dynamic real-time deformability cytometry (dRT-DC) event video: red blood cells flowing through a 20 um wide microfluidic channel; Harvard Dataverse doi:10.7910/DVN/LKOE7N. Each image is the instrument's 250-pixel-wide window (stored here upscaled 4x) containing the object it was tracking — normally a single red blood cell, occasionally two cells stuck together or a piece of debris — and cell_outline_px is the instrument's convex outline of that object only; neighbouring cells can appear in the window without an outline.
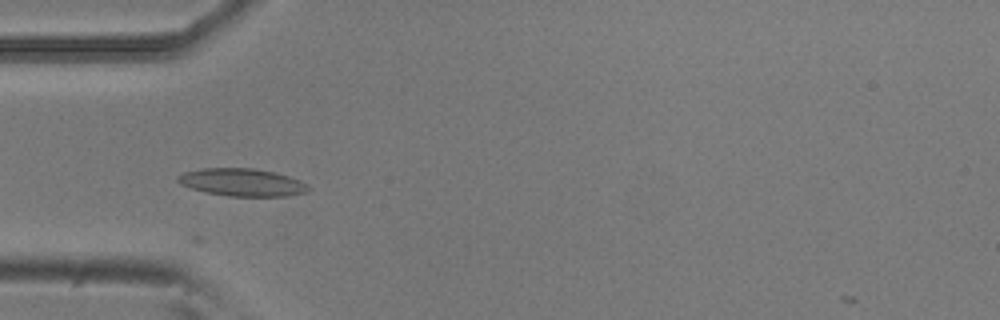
{"species": "common noctule bat (a hibernating species)", "species_latin": "Nyctalus noctula", "temperature_condition": "room temperature", "stored_images_in_passage": 9, "camera_frame_rate_fps": 3000, "um_per_image_px": 0.085, "animal": {"sex": "male", "body_mass_g": 20.5, "forearm_length_mm": 52.5}, "frame": {"image": 1, "passage_image": 4, "time_ms": 1.0, "image_size_px": [1000, 320], "cell_outline_px": [[312, 188], [308, 192], [288, 196], [228, 196], [208, 192], [192, 188], [180, 184], [176, 180], [176, 176], [184, 172], [204, 168], [256, 168], [276, 172], [300, 180], [308, 184]], "centroid_in_image_um": [20.63, 15.49], "position_along_channel_um": 64.4, "area_um2": 21.15}}
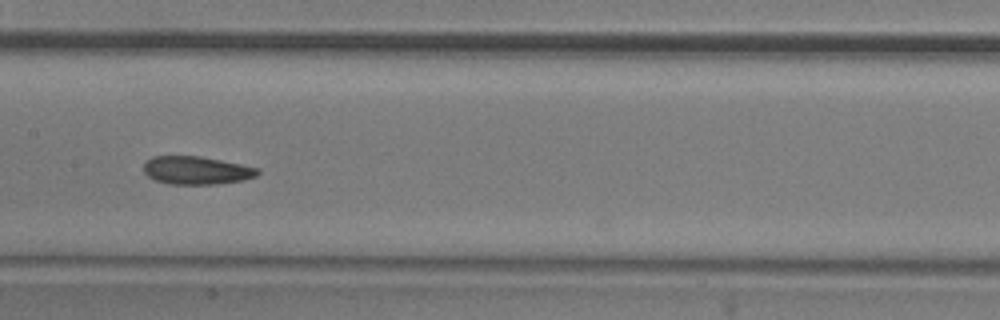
{"frame": {"image": 2, "passage_image": 7, "time_ms": 2.0, "image_size_px": [1000, 320], "cell_outline_px": [[260, 172], [256, 176], [244, 180], [216, 184], [168, 184], [156, 180], [148, 176], [144, 172], [144, 164], [152, 156], [200, 156], [240, 164], [256, 168]], "centroid_in_image_um": [16.68, 14.48], "position_along_channel_um": 190.7, "area_um2": 18.5}}
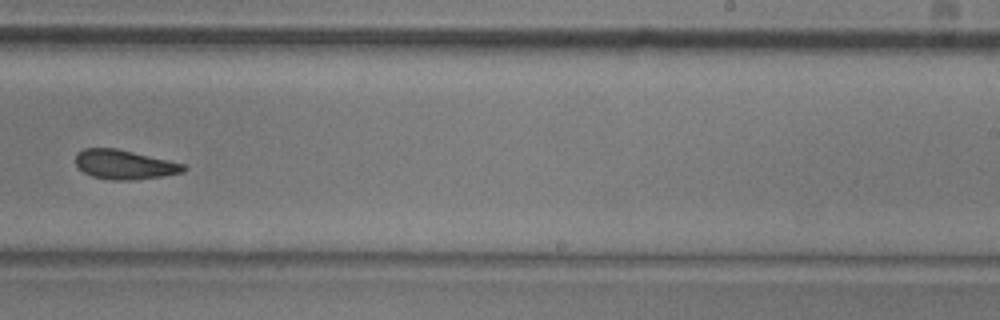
{"frame": {"image": 3, "passage_image": 9, "time_ms": 2.667, "image_size_px": [1000, 320], "cell_outline_px": [[184, 172], [160, 176], [132, 180], [112, 180], [92, 176], [84, 172], [76, 164], [76, 152], [84, 148], [116, 148], [168, 160], [184, 164]], "centroid_in_image_um": [10.53, 13.98], "position_along_channel_um": 278.5, "area_um2": 18.21}}